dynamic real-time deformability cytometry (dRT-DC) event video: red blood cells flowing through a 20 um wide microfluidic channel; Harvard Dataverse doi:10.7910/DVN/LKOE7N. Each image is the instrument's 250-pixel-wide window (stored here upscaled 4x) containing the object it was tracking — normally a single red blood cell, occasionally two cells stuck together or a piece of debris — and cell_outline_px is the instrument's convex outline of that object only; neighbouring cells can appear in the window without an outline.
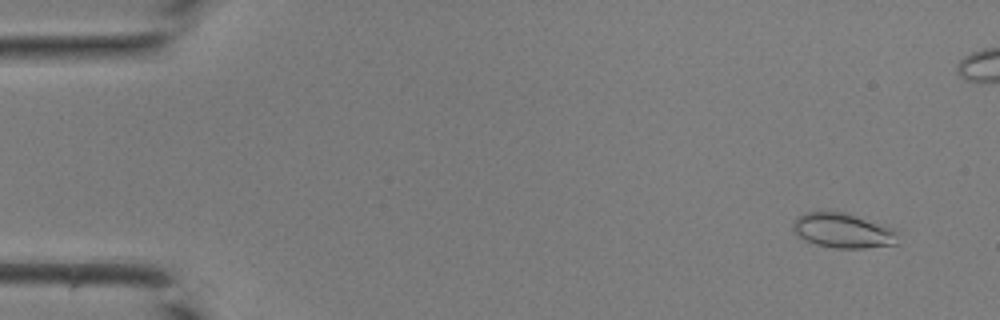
{"species": "common noctule bat (a hibernating species)", "species_latin": "Nyctalus noctula", "temperature_condition": "room temperature", "stored_images_in_passage": 13, "camera_frame_rate_fps": 3000, "um_per_image_px": 0.085, "animal": {"sex": "male", "body_mass_g": 19.0, "forearm_length_mm": 50.8}, "frame": {"image": 1, "passage_image": 3, "time_ms": 0.667, "image_size_px": [1000, 320], "cell_outline_px": [[896, 244], [864, 248], [836, 248], [816, 244], [796, 236], [792, 228], [792, 220], [796, 216], [808, 212], [844, 212], [892, 228], [896, 232]], "centroid_in_image_um": [71.57, 19.6], "position_along_channel_um": 13.4, "area_um2": 21.04}}